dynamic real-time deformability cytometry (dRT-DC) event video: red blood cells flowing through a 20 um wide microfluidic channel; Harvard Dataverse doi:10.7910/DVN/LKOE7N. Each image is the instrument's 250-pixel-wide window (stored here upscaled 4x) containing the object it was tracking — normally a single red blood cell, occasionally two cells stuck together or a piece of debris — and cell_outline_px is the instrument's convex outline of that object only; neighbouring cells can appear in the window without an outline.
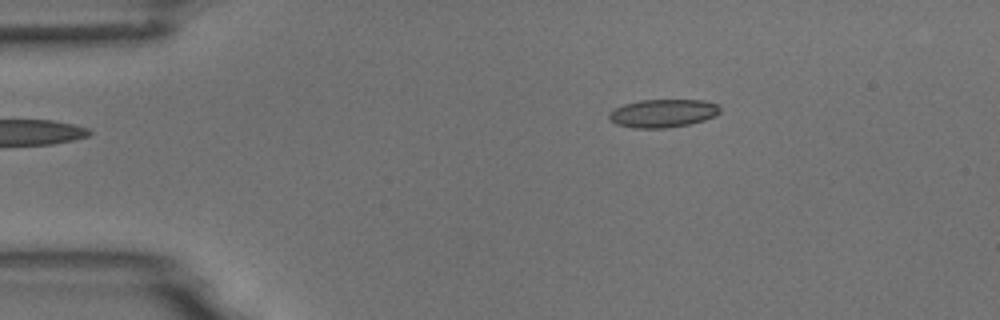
{"species": "common noctule bat (a hibernating species)", "species_latin": "Nyctalus noctula", "temperature_condition": "room temperature", "stored_images_in_passage": 4, "camera_frame_rate_fps": 3000, "um_per_image_px": 0.085, "animal": {"sex": "male", "body_mass_g": 18.8}, "frame": {"image": 1, "passage_image": 1, "time_ms": 0.0, "image_size_px": [1000, 320], "cell_outline_px": [[720, 112], [716, 116], [704, 120], [688, 124], [664, 128], [636, 128], [616, 124], [608, 120], [608, 112], [624, 104], [640, 100], [704, 100], [720, 104]], "centroid_in_image_um": [56.35, 9.62], "position_along_channel_um": 28.6, "area_um2": 18.32}}
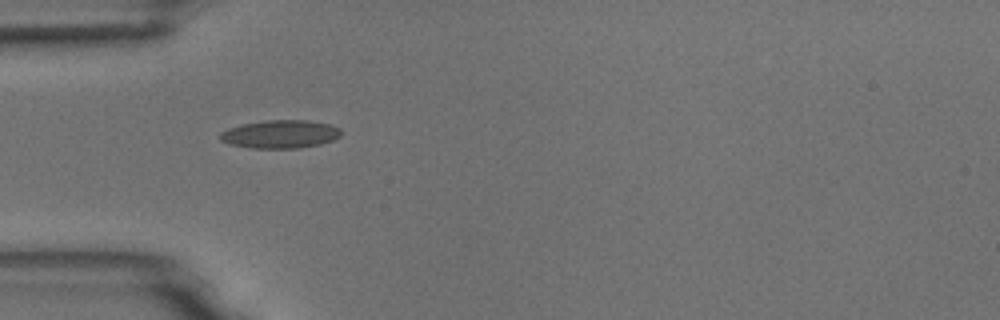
{"frame": {"image": 2, "passage_image": 3, "time_ms": 0.667, "image_size_px": [1000, 320], "cell_outline_px": [[340, 136], [332, 140], [320, 144], [300, 148], [252, 148], [232, 144], [220, 140], [220, 132], [228, 128], [240, 124], [268, 120], [308, 120], [328, 124], [340, 128]], "centroid_in_image_um": [23.81, 11.4], "position_along_channel_um": 61.2, "area_um2": 19.77}}